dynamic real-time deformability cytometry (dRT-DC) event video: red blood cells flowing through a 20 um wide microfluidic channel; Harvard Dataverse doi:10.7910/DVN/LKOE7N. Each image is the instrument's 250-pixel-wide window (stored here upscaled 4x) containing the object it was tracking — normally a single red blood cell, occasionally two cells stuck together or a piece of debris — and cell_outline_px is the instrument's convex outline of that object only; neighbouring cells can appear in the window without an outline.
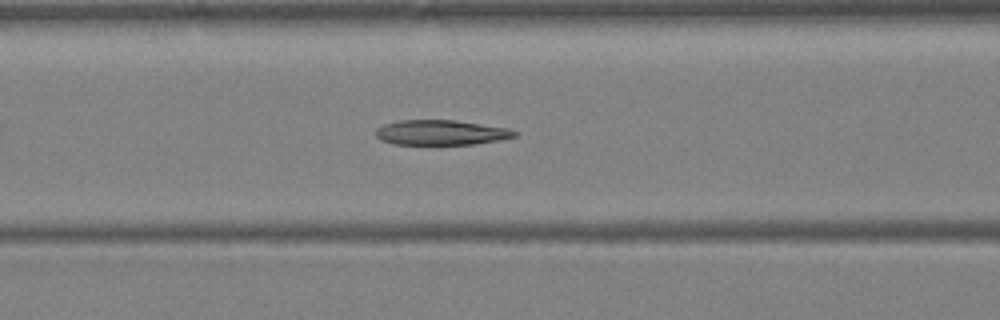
{"species": "Egyptian fruit bat (a non-hibernating species)", "species_latin": "Rousettus aegyptiacus", "temperature_condition": "warm", "stored_images_in_passage": 26, "camera_frame_rate_fps": 3000, "um_per_image_px": 0.085, "animal": {"sex": "female"}, "frame": {"image": 1, "passage_image": 16, "time_ms": 5.0, "image_size_px": [1000, 320], "cell_outline_px": [[520, 132], [516, 136], [500, 140], [472, 144], [392, 144], [380, 140], [376, 136], [376, 128], [384, 124], [400, 120], [456, 120], [512, 128]], "centroid_in_image_um": [37.53, 11.26], "position_along_channel_um": 129.1, "area_um2": 20.46}}
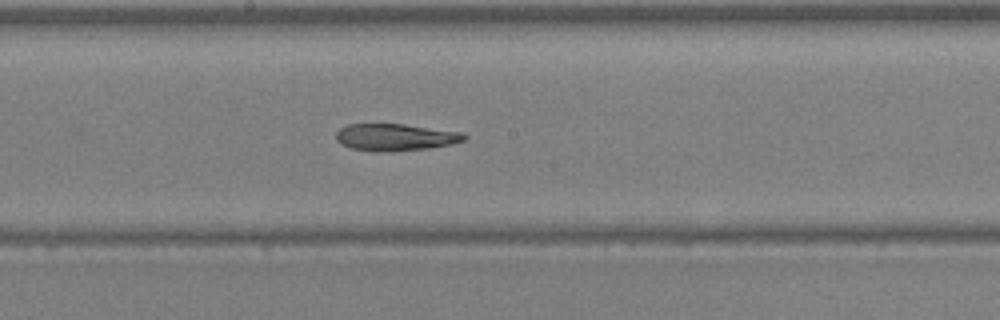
{"frame": {"image": 2, "passage_image": 21, "time_ms": 6.667, "image_size_px": [1000, 320], "cell_outline_px": [[468, 136], [464, 140], [452, 144], [428, 148], [388, 152], [380, 152], [352, 148], [340, 144], [336, 140], [336, 132], [340, 128], [348, 124], [404, 124], [464, 132]], "centroid_in_image_um": [33.62, 11.66], "position_along_channel_um": 214.6, "area_um2": 20.29}}
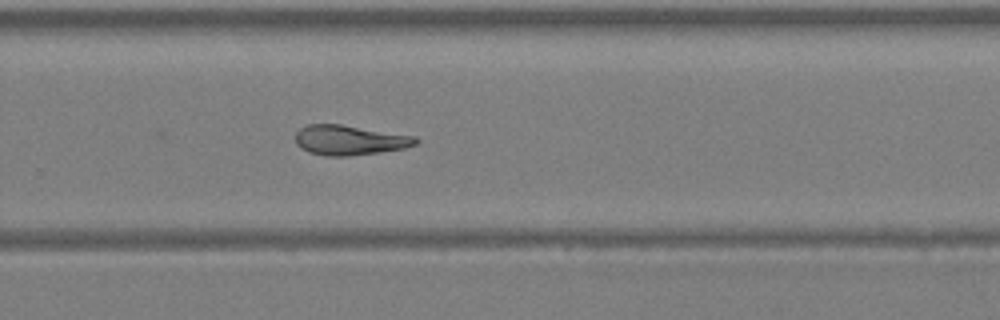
{"frame": {"image": 3, "passage_image": 26, "time_ms": 8.333, "image_size_px": [1000, 320], "cell_outline_px": [[420, 140], [416, 144], [404, 148], [380, 152], [348, 156], [324, 156], [308, 152], [300, 148], [296, 144], [296, 132], [300, 128], [308, 124], [340, 124], [416, 136]], "centroid_in_image_um": [29.7, 11.91], "position_along_channel_um": 300.1, "area_um2": 21.04}}